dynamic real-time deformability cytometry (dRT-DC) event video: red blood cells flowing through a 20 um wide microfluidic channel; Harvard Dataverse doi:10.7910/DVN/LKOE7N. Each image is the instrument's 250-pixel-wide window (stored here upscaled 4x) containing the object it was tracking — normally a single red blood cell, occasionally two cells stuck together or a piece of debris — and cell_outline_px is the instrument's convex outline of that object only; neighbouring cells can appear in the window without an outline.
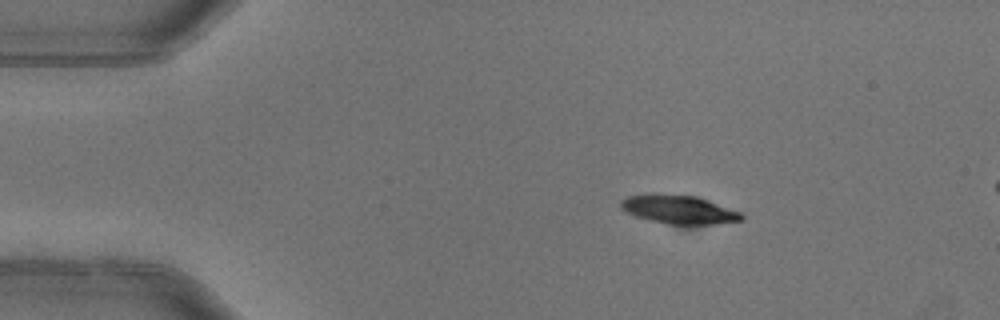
{"species": "common noctule bat (a hibernating species)", "species_latin": "Nyctalus noctula", "temperature_condition": "warm", "stored_images_in_passage": 3, "camera_frame_rate_fps": 3000, "um_per_image_px": 0.085, "animal": {"sex": "female"}, "frame": {"image": 1, "passage_image": 1, "time_ms": 0.0, "image_size_px": [1000, 320], "cell_outline_px": [[744, 220], [712, 224], [668, 224], [636, 216], [620, 208], [620, 200], [628, 196], [652, 192], [660, 192], [696, 196], [708, 200], [740, 212], [744, 216]], "centroid_in_image_um": [57.67, 17.77], "position_along_channel_um": 27.3, "area_um2": 20.29}}